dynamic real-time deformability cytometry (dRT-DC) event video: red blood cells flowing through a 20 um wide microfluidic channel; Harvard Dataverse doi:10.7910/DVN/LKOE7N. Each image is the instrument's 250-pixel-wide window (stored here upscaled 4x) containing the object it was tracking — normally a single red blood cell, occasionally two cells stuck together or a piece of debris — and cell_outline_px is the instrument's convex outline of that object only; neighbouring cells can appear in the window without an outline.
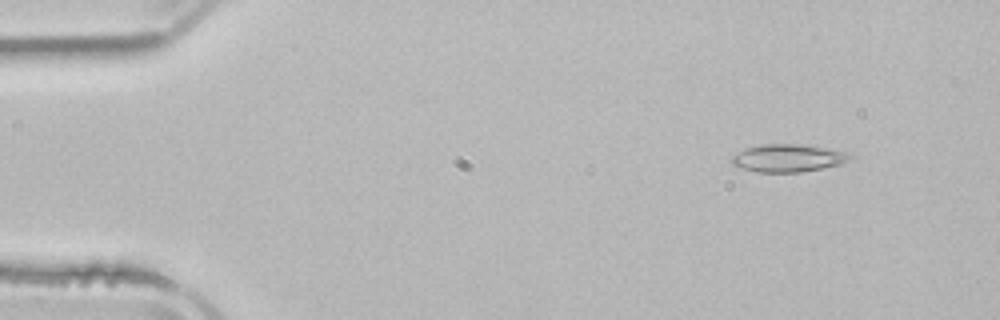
{"species": "common noctule bat (a hibernating species)", "species_latin": "Nyctalus noctula", "temperature_condition": "room temperature", "stored_images_in_passage": 4, "camera_frame_rate_fps": 3000, "um_per_image_px": 0.085, "animal": {"sex": "male", "body_mass_g": 21.5, "forearm_length_mm": 52.0}, "frame": {"image": 1, "passage_image": 2, "time_ms": 1.333, "image_size_px": [1000, 320], "cell_outline_px": [[856, 156], [840, 164], [800, 172], [756, 172], [732, 164], [728, 160], [732, 156], [748, 148], [764, 144], [800, 144], [852, 152]], "centroid_in_image_um": [67.04, 13.43], "position_along_channel_um": 18.0, "area_um2": 19.02}}